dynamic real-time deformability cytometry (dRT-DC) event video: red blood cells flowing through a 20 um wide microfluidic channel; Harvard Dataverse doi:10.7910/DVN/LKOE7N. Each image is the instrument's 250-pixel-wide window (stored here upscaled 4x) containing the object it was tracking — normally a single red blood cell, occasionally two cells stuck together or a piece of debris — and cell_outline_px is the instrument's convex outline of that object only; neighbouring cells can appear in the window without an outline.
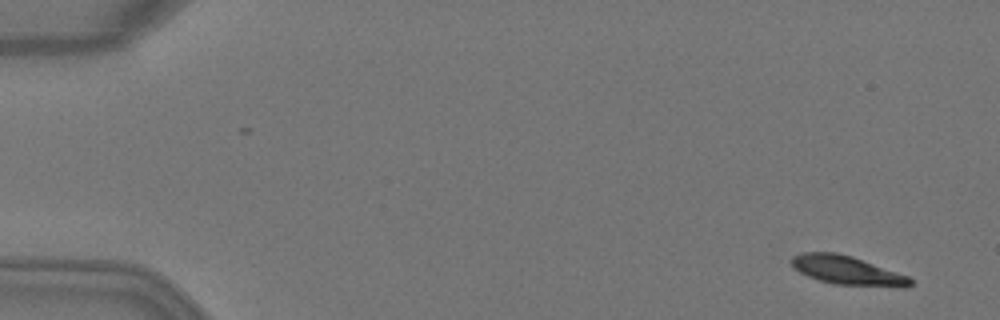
{"species": "Egyptian fruit bat (a non-hibernating species)", "species_latin": "Rousettus aegyptiacus", "temperature_condition": "warm", "stored_images_in_passage": 5, "camera_frame_rate_fps": 3000, "um_per_image_px": 0.085, "animal": {"sex": "female"}, "frame": {"image": 1, "passage_image": 1, "time_ms": 0.0, "image_size_px": [1000, 320], "cell_outline_px": [[912, 284], [908, 288], [900, 288], [832, 284], [808, 276], [792, 268], [792, 256], [800, 252], [836, 252], [852, 256], [908, 276], [912, 280]], "centroid_in_image_um": [72.03, 22.99], "position_along_channel_um": 13.0, "area_um2": 20.17}}
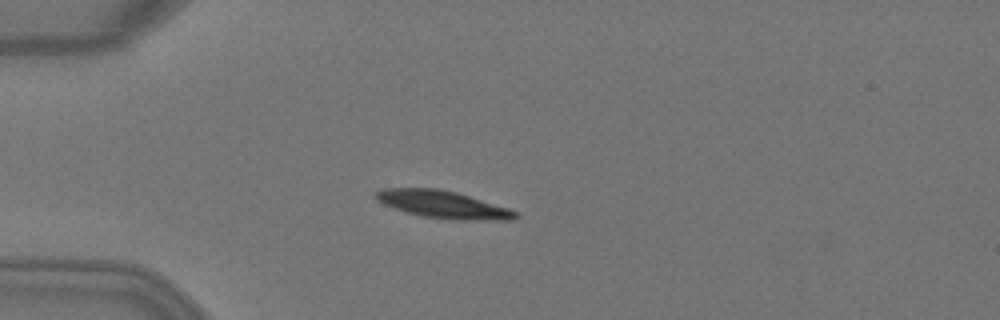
{"frame": {"image": 2, "passage_image": 4, "time_ms": 1.0, "image_size_px": [1000, 320], "cell_outline_px": [[520, 216], [516, 220], [448, 220], [420, 216], [384, 204], [376, 200], [372, 196], [376, 192], [384, 188], [436, 188], [456, 192], [508, 208], [516, 212]], "centroid_in_image_um": [37.66, 17.39], "position_along_channel_um": 47.3, "area_um2": 22.37}}